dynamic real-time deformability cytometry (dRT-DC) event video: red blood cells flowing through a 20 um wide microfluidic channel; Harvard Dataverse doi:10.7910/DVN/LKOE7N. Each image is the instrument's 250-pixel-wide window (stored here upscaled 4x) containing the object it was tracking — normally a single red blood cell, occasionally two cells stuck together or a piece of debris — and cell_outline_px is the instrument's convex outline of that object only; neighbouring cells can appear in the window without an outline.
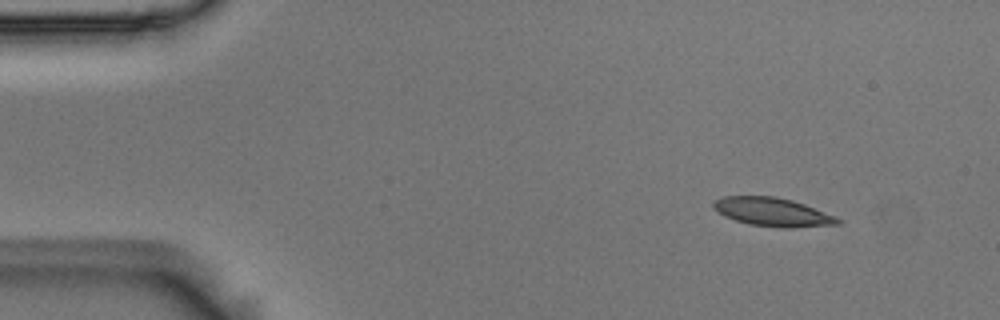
{"species": "Egyptian fruit bat (a non-hibernating species)", "species_latin": "Rousettus aegyptiacus", "temperature_condition": "room temperature", "stored_images_in_passage": 4, "camera_frame_rate_fps": 3000, "um_per_image_px": 0.085, "animal": {"sex": "male"}, "frame": {"image": 1, "passage_image": 1, "time_ms": 0.0, "image_size_px": [1000, 320], "cell_outline_px": [[840, 224], [792, 228], [780, 228], [748, 224], [724, 216], [712, 208], [712, 200], [724, 196], [776, 196], [792, 200], [804, 204], [836, 216], [840, 220]], "centroid_in_image_um": [65.64, 18.02], "position_along_channel_um": 19.4, "area_um2": 20.87}}
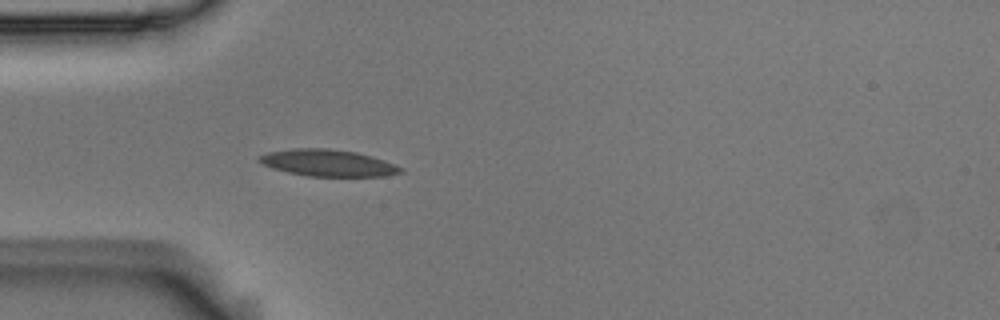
{"frame": {"image": 2, "passage_image": 4, "time_ms": 1.0, "image_size_px": [1000, 320], "cell_outline_px": [[404, 172], [384, 176], [308, 176], [288, 172], [272, 168], [256, 160], [256, 156], [268, 152], [292, 148], [328, 148], [356, 152], [384, 160], [404, 168]], "centroid_in_image_um": [27.85, 13.84], "position_along_channel_um": 57.1, "area_um2": 22.08}}